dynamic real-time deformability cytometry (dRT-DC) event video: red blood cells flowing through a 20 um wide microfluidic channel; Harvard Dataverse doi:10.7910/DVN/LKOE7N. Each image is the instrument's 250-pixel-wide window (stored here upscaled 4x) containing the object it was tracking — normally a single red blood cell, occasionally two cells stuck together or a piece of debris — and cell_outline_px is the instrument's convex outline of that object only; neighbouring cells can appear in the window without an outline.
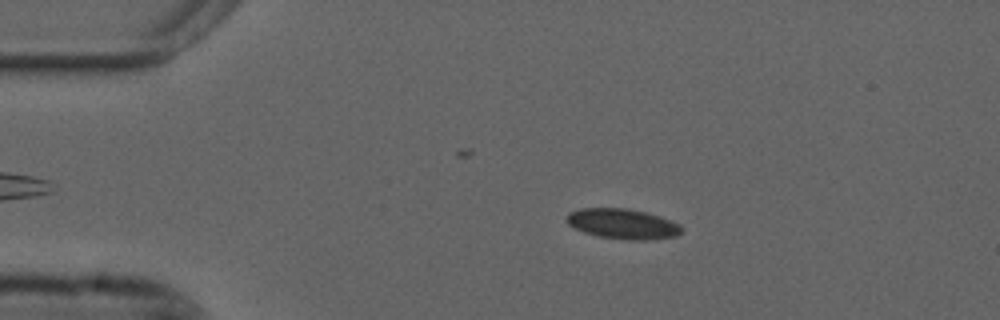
{"species": "common noctule bat (a hibernating species)", "species_latin": "Nyctalus noctula", "temperature_condition": "cold", "stored_images_in_passage": 55, "camera_frame_rate_fps": 3000, "um_per_image_px": 0.085, "animal": {"sex": "male", "forearm_length_mm": 52.5}, "frame": {"image": 1, "passage_image": 10, "time_ms": 3.0, "image_size_px": [1000, 320], "cell_outline_px": [[680, 232], [676, 236], [648, 240], [628, 240], [600, 236], [584, 232], [568, 224], [568, 212], [580, 208], [628, 208], [644, 212], [680, 224]], "centroid_in_image_um": [52.9, 19.02], "position_along_channel_um": 32.1, "area_um2": 19.83}}
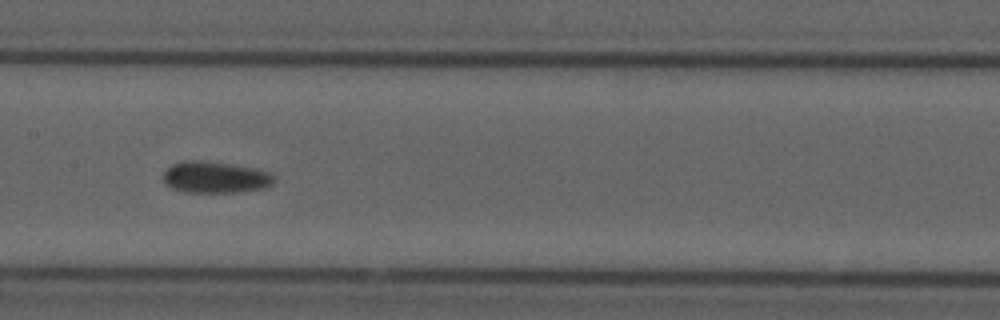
{"frame": {"image": 2, "passage_image": 27, "time_ms": 8.667, "image_size_px": [1000, 320], "cell_outline_px": [[276, 180], [272, 184], [264, 188], [236, 192], [184, 192], [172, 188], [164, 184], [164, 172], [172, 164], [184, 160], [200, 160], [232, 164], [256, 168], [272, 172], [276, 176]], "centroid_in_image_um": [18.33, 15.06], "position_along_channel_um": 189.1, "area_um2": 20.63}}
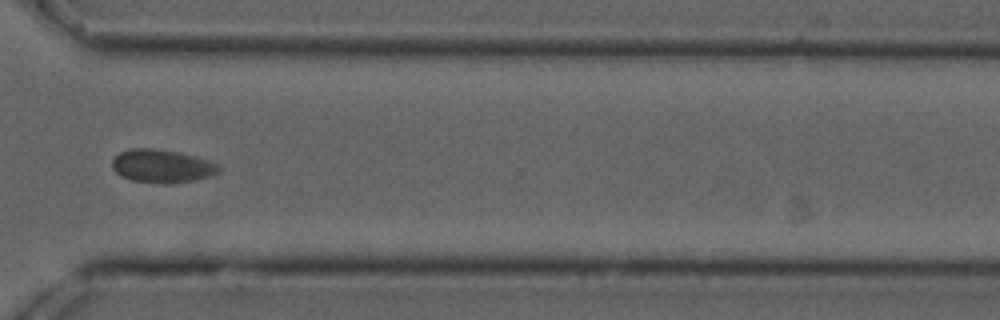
{"frame": {"image": 3, "passage_image": 41, "time_ms": 13.333, "image_size_px": [1000, 320], "cell_outline_px": [[220, 172], [212, 176], [196, 180], [164, 184], [132, 180], [120, 176], [112, 168], [112, 160], [120, 152], [132, 148], [148, 148], [180, 152], [208, 160], [220, 164]], "centroid_in_image_um": [13.8, 14.12], "position_along_channel_um": 356.8, "area_um2": 20.75}}